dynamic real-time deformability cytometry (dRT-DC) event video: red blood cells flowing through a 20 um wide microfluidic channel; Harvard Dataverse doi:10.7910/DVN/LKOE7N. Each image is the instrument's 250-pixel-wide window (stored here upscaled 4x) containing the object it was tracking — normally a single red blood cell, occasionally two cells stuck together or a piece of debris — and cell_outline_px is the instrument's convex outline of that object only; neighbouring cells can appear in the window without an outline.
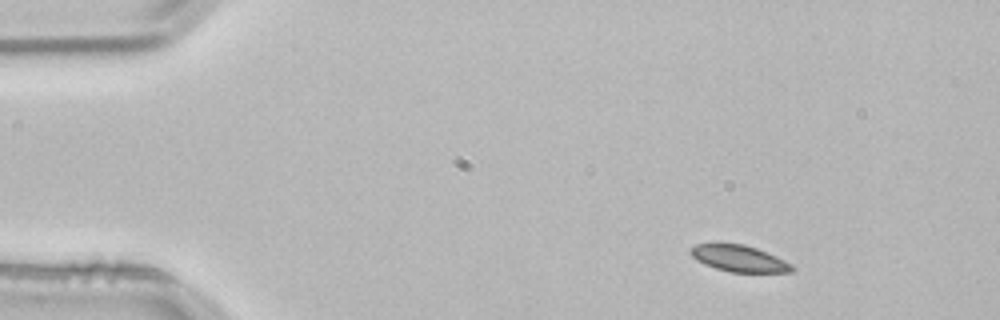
{"species": "common noctule bat (a hibernating species)", "species_latin": "Nyctalus noctula", "temperature_condition": "room temperature", "stored_images_in_passage": 3, "camera_frame_rate_fps": 3000, "um_per_image_px": 0.085, "animal": {"sex": "male", "body_mass_g": 21.5, "forearm_length_mm": 52.0}, "frame": {"image": 1, "passage_image": 1, "time_ms": 0.0, "image_size_px": [1000, 320], "cell_outline_px": [[796, 268], [792, 272], [732, 272], [716, 268], [704, 264], [696, 260], [688, 252], [696, 244], [744, 244], [756, 248], [776, 256], [792, 264]], "centroid_in_image_um": [62.84, 21.98], "position_along_channel_um": 22.2, "area_um2": 15.49}}
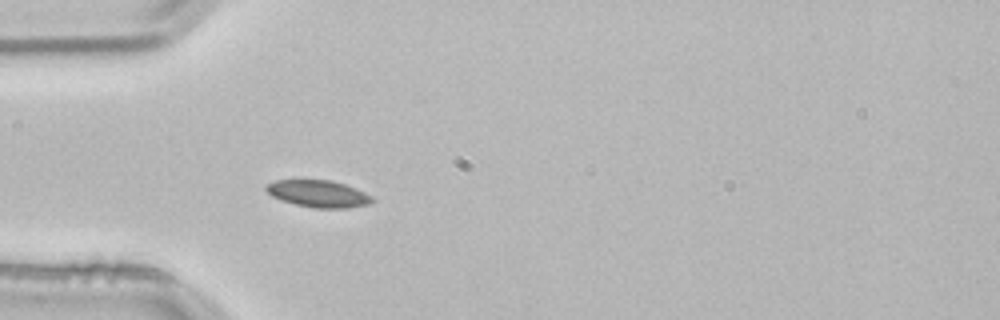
{"frame": {"image": 2, "passage_image": 3, "time_ms": 0.667, "image_size_px": [1000, 320], "cell_outline_px": [[376, 200], [372, 204], [348, 208], [312, 208], [280, 200], [272, 196], [264, 188], [264, 184], [276, 180], [332, 180], [356, 188], [372, 196]], "centroid_in_image_um": [27.08, 16.47], "position_along_channel_um": 57.9, "area_um2": 16.94}}